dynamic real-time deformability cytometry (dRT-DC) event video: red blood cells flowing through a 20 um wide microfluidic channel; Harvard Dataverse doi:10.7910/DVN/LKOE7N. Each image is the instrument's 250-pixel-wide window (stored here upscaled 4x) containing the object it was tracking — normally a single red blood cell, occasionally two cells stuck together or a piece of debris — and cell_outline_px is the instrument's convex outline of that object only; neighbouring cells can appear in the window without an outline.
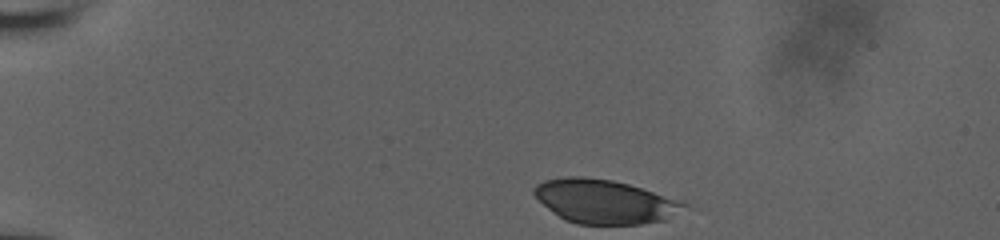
{"species": "human", "species_latin": "Homo sapiens", "temperature_condition": "room temperature", "stored_images_in_passage": 38, "camera_frame_rate_fps": 3000, "um_per_image_px": 0.085, "donor": {"sex": "male"}, "frame": {"image": 1, "passage_image": 1, "time_ms": 0.0, "image_size_px": [1000, 240], "cell_outline_px": [[688, 204], [664, 220], [640, 224], [576, 224], [564, 220], [548, 208], [532, 192], [532, 188], [536, 184], [544, 180], [568, 176], [584, 176], [612, 180], [628, 184], [684, 200]], "centroid_in_image_um": [51.38, 17.11], "position_along_channel_um": 33.6, "area_um2": 38.26}}
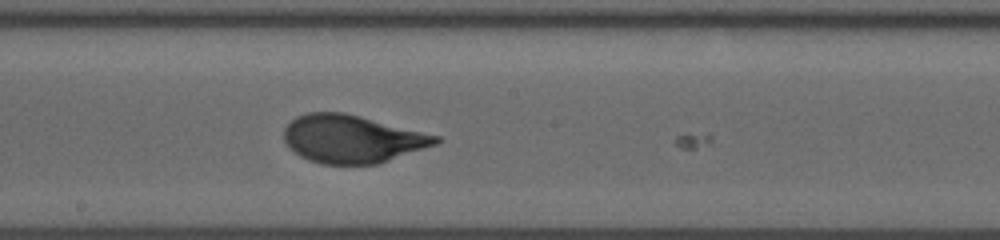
{"frame": {"image": 2, "passage_image": 22, "time_ms": 7.0, "image_size_px": [1000, 240], "cell_outline_px": [[440, 140], [436, 144], [380, 164], [320, 164], [308, 160], [292, 152], [288, 148], [284, 140], [284, 128], [296, 116], [308, 112], [344, 112], [440, 136]], "centroid_in_image_um": [29.89, 11.82], "position_along_channel_um": 218.3, "area_um2": 42.48}}
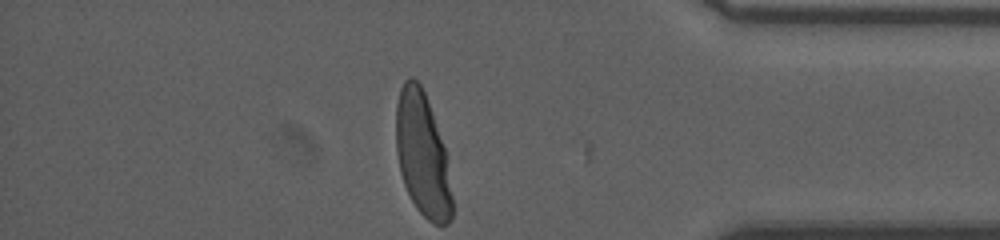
{"frame": {"image": 3, "passage_image": 38, "time_ms": 12.333, "image_size_px": [1000, 240], "cell_outline_px": [[452, 220], [448, 224], [432, 224], [416, 208], [404, 184], [400, 172], [396, 152], [396, 104], [400, 88], [404, 80], [408, 76], [412, 76], [420, 84], [424, 92], [444, 148], [452, 196]], "centroid_in_image_um": [35.88, 13.16], "position_along_channel_um": 399.3, "area_um2": 40.0}, "authors_computed_cell_mechanics": {"area_um2": 41.8472, "velocity_mm_per_s": 3.7986, "shape_relaxation_time_tau1_ms": 3.7705, "shape_relaxation_time_tau2_ms": null, "deformation_change_tau1": 0.178, "deformation_change_tau2": null}}